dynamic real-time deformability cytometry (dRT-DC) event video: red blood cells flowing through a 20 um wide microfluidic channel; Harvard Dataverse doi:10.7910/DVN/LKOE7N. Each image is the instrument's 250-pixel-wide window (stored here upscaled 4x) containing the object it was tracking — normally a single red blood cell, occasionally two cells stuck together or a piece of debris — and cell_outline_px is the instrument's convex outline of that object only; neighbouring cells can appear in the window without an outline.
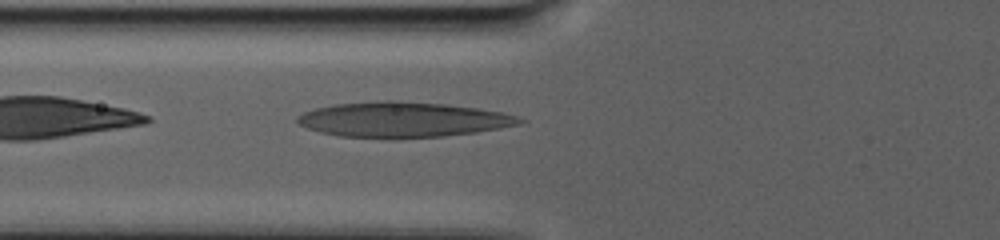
{"species": "human", "species_latin": "Homo sapiens", "temperature_condition": "warm", "stored_images_in_passage": 50, "camera_frame_rate_fps": 3000, "um_per_image_px": 0.085, "donor": {"sex": "male"}, "frame": {"image": 1, "passage_image": 4, "time_ms": 1.0, "image_size_px": [1000, 240], "cell_outline_px": [[528, 120], [520, 124], [476, 132], [444, 136], [396, 140], [340, 136], [320, 132], [308, 128], [300, 124], [296, 120], [296, 116], [304, 112], [316, 108], [332, 104], [380, 100], [400, 100], [448, 104], [504, 112]], "centroid_in_image_um": [34.24, 10.17], "position_along_channel_um": 91.6, "area_um2": 46.47}}
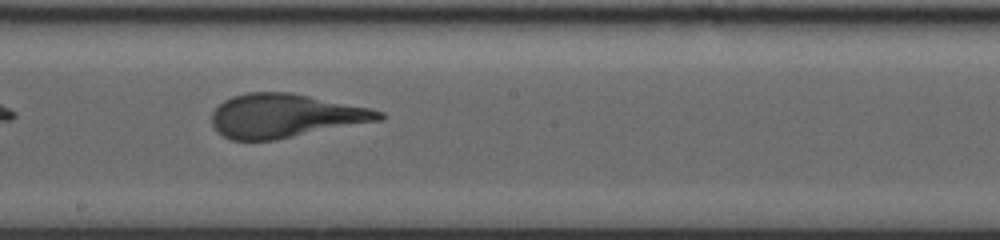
{"frame": {"image": 2, "passage_image": 19, "time_ms": 7.0, "image_size_px": [1000, 240], "cell_outline_px": [[384, 116], [380, 120], [276, 140], [228, 140], [216, 132], [212, 124], [212, 112], [224, 100], [232, 96], [248, 92], [292, 92], [372, 108], [384, 112]], "centroid_in_image_um": [24.22, 9.84], "position_along_channel_um": 224.0, "area_um2": 42.83}}
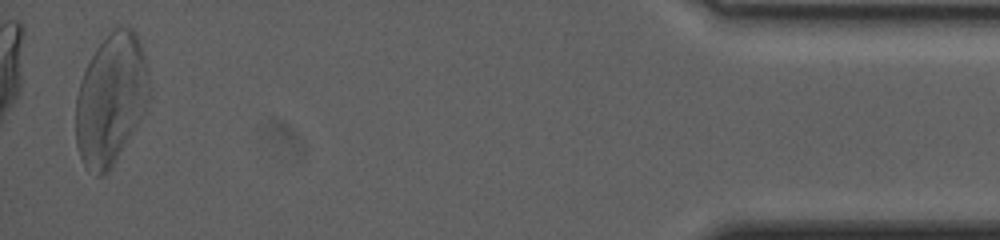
{"frame": {"image": 3, "passage_image": 47, "time_ms": 19.333, "image_size_px": [1000, 240], "cell_outline_px": [[148, 100], [144, 112], [140, 120], [112, 168], [104, 176], [96, 176], [84, 164], [80, 156], [76, 144], [76, 96], [80, 80], [96, 48], [112, 28], [132, 28], [136, 32], [144, 56], [148, 72]], "centroid_in_image_um": [9.41, 8.46], "position_along_channel_um": 425.8, "area_um2": 55.72}}